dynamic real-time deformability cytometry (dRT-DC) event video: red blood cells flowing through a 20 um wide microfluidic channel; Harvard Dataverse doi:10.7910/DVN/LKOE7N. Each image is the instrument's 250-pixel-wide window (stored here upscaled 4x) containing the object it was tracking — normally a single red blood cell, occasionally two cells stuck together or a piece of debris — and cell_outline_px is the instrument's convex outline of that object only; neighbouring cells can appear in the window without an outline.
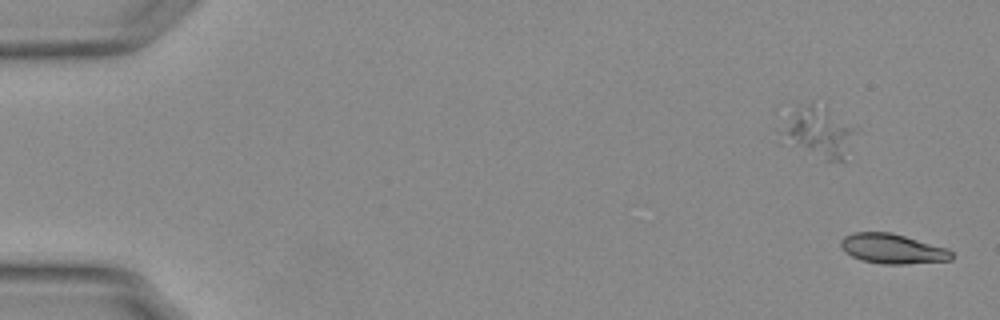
{"species": "Egyptian fruit bat (a non-hibernating species)", "species_latin": "Rousettus aegyptiacus", "temperature_condition": "warm", "stored_images_in_passage": 28, "camera_frame_rate_fps": 3000, "um_per_image_px": 0.085, "animal": {"sex": "female"}, "frame": {"image": 1, "passage_image": 1, "time_ms": 0.0, "image_size_px": [1000, 320], "cell_outline_px": [[952, 260], [904, 264], [884, 264], [860, 260], [844, 252], [840, 244], [840, 240], [844, 236], [852, 232], [892, 232], [948, 248], [952, 252]], "centroid_in_image_um": [75.84, 21.13], "position_along_channel_um": 9.2, "area_um2": 19.42}}
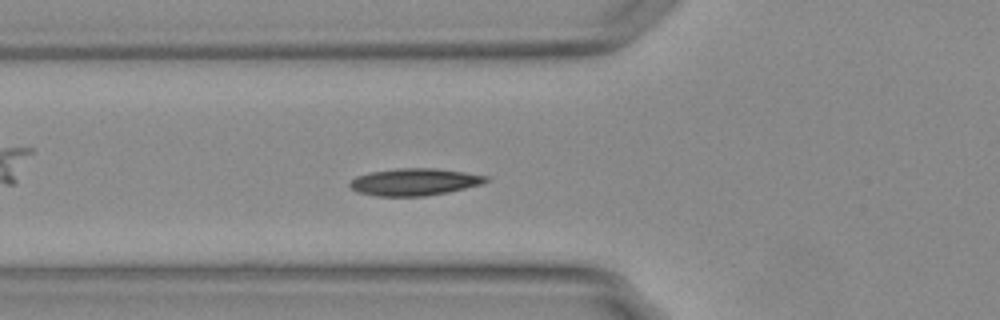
{"frame": {"image": 2, "passage_image": 20, "time_ms": 6.333, "image_size_px": [1000, 320], "cell_outline_px": [[488, 180], [484, 184], [448, 192], [424, 196], [376, 196], [356, 192], [348, 188], [348, 184], [356, 176], [372, 172], [400, 168], [432, 168], [464, 172], [488, 176]], "centroid_in_image_um": [35.21, 15.47], "position_along_channel_um": 90.6, "area_um2": 21.56}}